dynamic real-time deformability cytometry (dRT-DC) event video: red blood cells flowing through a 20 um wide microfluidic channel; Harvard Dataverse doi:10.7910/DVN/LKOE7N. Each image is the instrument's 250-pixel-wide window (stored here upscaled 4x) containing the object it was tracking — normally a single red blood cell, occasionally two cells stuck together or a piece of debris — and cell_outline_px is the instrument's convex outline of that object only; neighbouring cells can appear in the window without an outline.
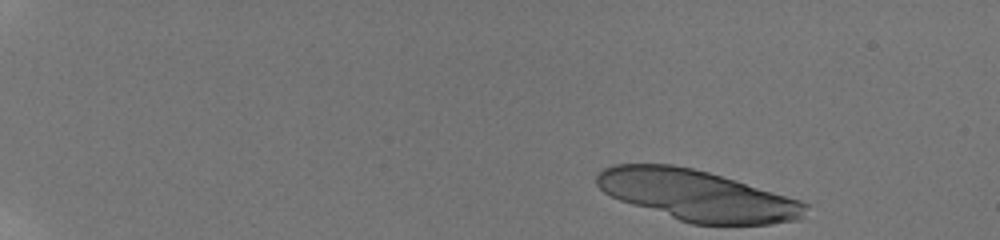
{"species": "human", "species_latin": "Homo sapiens", "temperature_condition": "room temperature", "stored_images_in_passage": 16, "camera_frame_rate_fps": 3000, "um_per_image_px": 0.085, "donor": {"sex": "male"}, "frame": {"image": 1, "passage_image": 1, "time_ms": 0.0, "image_size_px": [1000, 240], "cell_outline_px": [[812, 204], [804, 216], [800, 220], [772, 224], [692, 224], [620, 200], [604, 192], [596, 184], [596, 176], [604, 168], [612, 164], [672, 164], [692, 168], [708, 172], [736, 180], [800, 200]], "centroid_in_image_um": [59.31, 16.61], "position_along_channel_um": 25.7, "area_um2": 61.38}}